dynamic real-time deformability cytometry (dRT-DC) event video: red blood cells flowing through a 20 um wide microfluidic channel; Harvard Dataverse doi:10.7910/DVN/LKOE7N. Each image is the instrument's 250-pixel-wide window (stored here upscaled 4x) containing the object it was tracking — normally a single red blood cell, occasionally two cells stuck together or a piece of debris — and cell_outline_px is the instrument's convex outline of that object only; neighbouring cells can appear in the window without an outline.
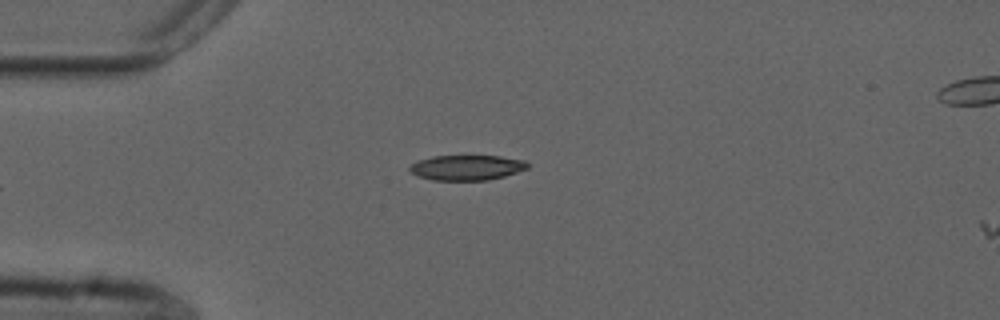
{"species": "common noctule bat (a hibernating species)", "species_latin": "Nyctalus noctula", "temperature_condition": "cold", "stored_images_in_passage": 4, "camera_frame_rate_fps": 3000, "um_per_image_px": 0.085, "animal": {"sex": "male", "forearm_length_mm": 52.5}, "frame": {"image": 1, "passage_image": 1, "time_ms": 0.0, "image_size_px": [1000, 320], "cell_outline_px": [[528, 168], [504, 176], [488, 180], [432, 180], [416, 176], [408, 168], [412, 164], [420, 160], [432, 156], [500, 156], [524, 160], [528, 164]], "centroid_in_image_um": [39.66, 14.25], "position_along_channel_um": 45.3, "area_um2": 17.17}}